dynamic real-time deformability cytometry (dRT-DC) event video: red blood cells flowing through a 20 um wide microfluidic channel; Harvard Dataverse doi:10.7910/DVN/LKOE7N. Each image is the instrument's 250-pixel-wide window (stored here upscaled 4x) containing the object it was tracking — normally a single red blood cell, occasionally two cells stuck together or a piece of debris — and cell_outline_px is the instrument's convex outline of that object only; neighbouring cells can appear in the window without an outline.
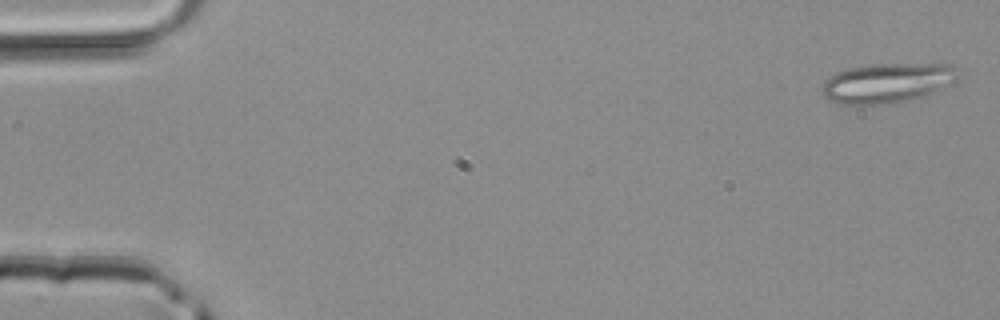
{"species": "common noctule bat (a hibernating species)", "species_latin": "Nyctalus noctula", "temperature_condition": "room temperature", "stored_images_in_passage": 46, "camera_frame_rate_fps": 3000, "um_per_image_px": 0.085, "animal": {"sex": "male", "body_mass_g": 20.4}, "frame": {"image": 1, "passage_image": 2, "time_ms": 0.333, "image_size_px": [1000, 320], "cell_outline_px": [[960, 68], [936, 88], [924, 96], [908, 100], [880, 104], [840, 104], [828, 100], [824, 96], [820, 88], [824, 80], [828, 76], [836, 72], [852, 68], [872, 64], [952, 64]], "centroid_in_image_um": [75.22, 7.04], "position_along_channel_um": 9.8, "area_um2": 30.46}}
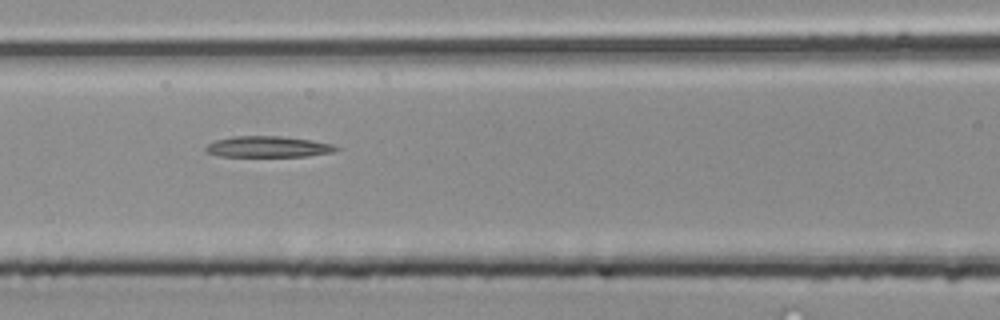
{"frame": {"image": 2, "passage_image": 21, "time_ms": 6.667, "image_size_px": [1000, 320], "cell_outline_px": [[340, 148], [332, 152], [308, 156], [216, 156], [204, 152], [204, 148], [208, 144], [216, 140], [232, 136], [280, 136], [312, 140], [332, 144]], "centroid_in_image_um": [22.73, 12.47], "position_along_channel_um": 143.9, "area_um2": 16.01}}
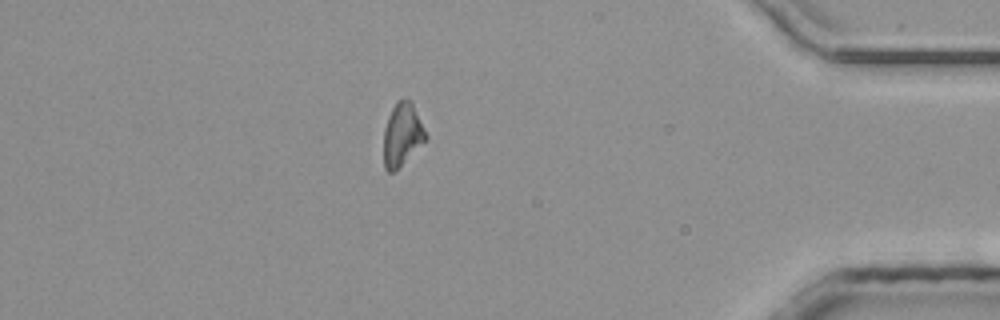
{"frame": {"image": 3, "passage_image": 41, "time_ms": 13.333, "image_size_px": [1000, 320], "cell_outline_px": [[428, 136], [392, 172], [388, 172], [384, 168], [384, 128], [388, 116], [396, 100], [412, 100]], "centroid_in_image_um": [34.17, 11.36], "position_along_channel_um": 401.0, "area_um2": 14.97}}